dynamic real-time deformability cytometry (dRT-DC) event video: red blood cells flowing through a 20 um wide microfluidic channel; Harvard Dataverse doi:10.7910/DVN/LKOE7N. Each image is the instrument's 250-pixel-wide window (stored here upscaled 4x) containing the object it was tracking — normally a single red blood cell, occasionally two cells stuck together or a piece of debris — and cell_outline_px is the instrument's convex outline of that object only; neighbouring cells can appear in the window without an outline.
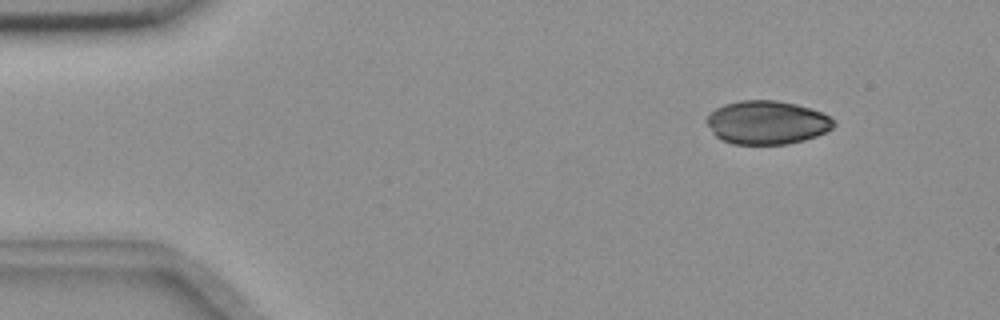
{"species": "common noctule bat (a hibernating species)", "species_latin": "Nyctalus noctula", "temperature_condition": "room temperature", "stored_images_in_passage": 5, "camera_frame_rate_fps": 3000, "um_per_image_px": 0.085, "animal": {"sex": "female", "body_mass_g": 18.4}, "frame": {"image": 1, "passage_image": 1, "time_ms": 0.0, "image_size_px": [1000, 320], "cell_outline_px": [[836, 124], [832, 128], [816, 136], [804, 140], [788, 144], [732, 144], [720, 140], [712, 132], [704, 120], [716, 108], [724, 104], [740, 100], [776, 100], [796, 104], [820, 112], [828, 116]], "centroid_in_image_um": [65.15, 10.42], "position_along_channel_um": 19.9, "area_um2": 32.19}}